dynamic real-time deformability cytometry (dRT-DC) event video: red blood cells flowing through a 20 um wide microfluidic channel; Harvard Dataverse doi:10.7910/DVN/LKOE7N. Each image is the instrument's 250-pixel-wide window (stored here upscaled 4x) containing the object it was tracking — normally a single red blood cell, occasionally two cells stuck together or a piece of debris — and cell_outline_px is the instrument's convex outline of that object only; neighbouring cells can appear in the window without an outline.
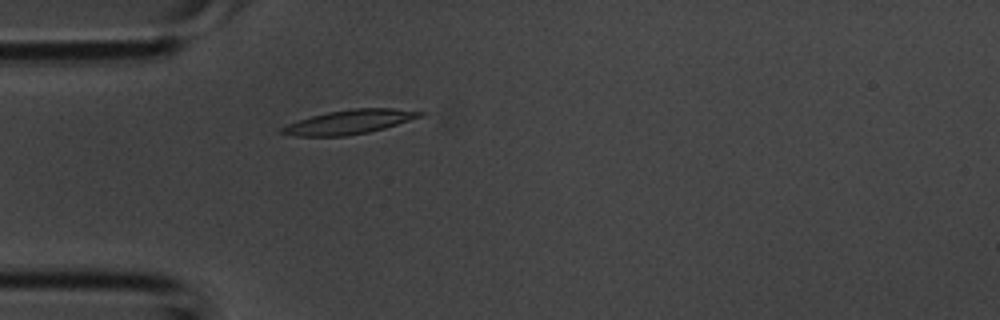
{"species": "common noctule bat (a hibernating species)", "species_latin": "Nyctalus noctula", "temperature_condition": "room temperature", "stored_images_in_passage": 3, "camera_frame_rate_fps": 3000, "um_per_image_px": 0.085, "animal": {"sex": "male", "body_mass_g": 20.1, "forearm_length_mm": 53.5}, "frame": {"image": 1, "passage_image": 3, "time_ms": 0.667, "image_size_px": [1000, 320], "cell_outline_px": [[428, 112], [424, 116], [384, 128], [368, 132], [344, 136], [296, 136], [276, 132], [280, 128], [288, 124], [312, 116], [328, 112], [352, 108], [392, 108]], "centroid_in_image_um": [29.72, 10.36], "position_along_channel_um": 55.3, "area_um2": 19.42}}